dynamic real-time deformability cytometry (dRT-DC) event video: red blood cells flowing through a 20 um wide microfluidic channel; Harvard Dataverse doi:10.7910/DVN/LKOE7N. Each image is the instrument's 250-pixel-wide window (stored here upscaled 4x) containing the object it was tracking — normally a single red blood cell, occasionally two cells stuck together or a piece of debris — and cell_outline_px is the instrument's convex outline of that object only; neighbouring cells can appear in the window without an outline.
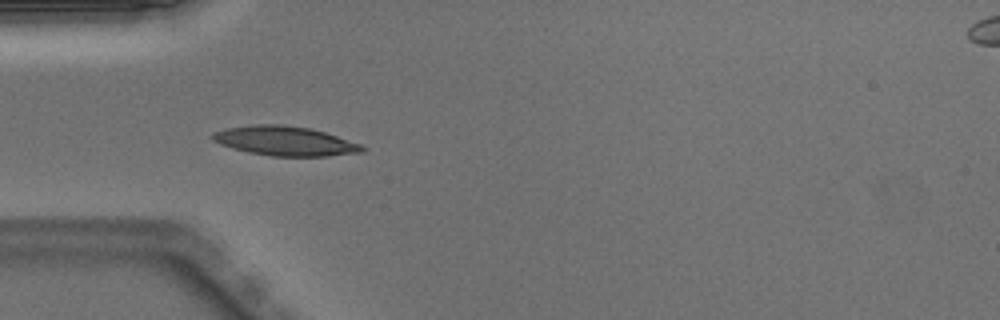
{"species": "Egyptian fruit bat (a non-hibernating species)", "species_latin": "Rousettus aegyptiacus", "temperature_condition": "warm", "stored_images_in_passage": 50, "camera_frame_rate_fps": 3000, "um_per_image_px": 0.085, "animal": {"sex": "male"}, "frame": {"image": 1, "passage_image": 15, "time_ms": 4.667, "image_size_px": [1000, 320], "cell_outline_px": [[364, 152], [328, 156], [272, 156], [248, 152], [232, 148], [220, 144], [212, 140], [212, 132], [224, 128], [252, 124], [280, 124], [312, 128], [360, 144], [364, 148]], "centroid_in_image_um": [24.18, 11.97], "position_along_channel_um": 60.8, "area_um2": 25.72}}
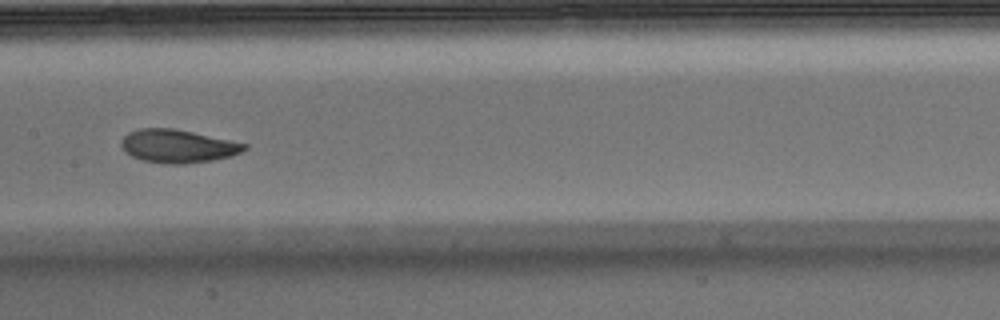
{"frame": {"image": 2, "passage_image": 25, "time_ms": 8.0, "image_size_px": [1000, 320], "cell_outline_px": [[248, 148], [232, 156], [212, 160], [184, 164], [164, 164], [144, 160], [132, 156], [120, 144], [120, 140], [128, 132], [140, 128], [172, 128], [192, 132], [248, 144]], "centroid_in_image_um": [15.11, 12.42], "position_along_channel_um": 192.3, "area_um2": 23.64}}
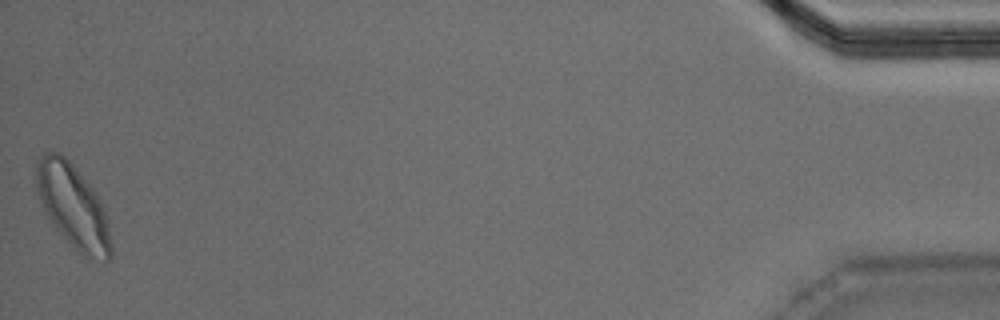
{"frame": {"image": 3, "passage_image": 50, "time_ms": 16.333, "image_size_px": [1000, 320], "cell_outline_px": [[112, 260], [104, 264], [88, 260], [56, 228], [44, 212], [36, 188], [36, 160], [44, 152], [56, 152], [64, 156], [72, 164], [96, 192], [104, 208], [108, 220], [112, 244]], "centroid_in_image_um": [6.25, 17.59], "position_along_channel_um": 428.9, "area_um2": 36.82}, "authors_computed_cell_mechanics": {"area_um2": 23.6113, "velocity_mm_per_s": 3.9725, "shape_relaxation_time_tau1_ms": 3.685, "shape_relaxation_time_tau2_ms": 1.6763, "deformation_change_tau1": 0.1537, "deformation_change_tau2": 0.0615}}